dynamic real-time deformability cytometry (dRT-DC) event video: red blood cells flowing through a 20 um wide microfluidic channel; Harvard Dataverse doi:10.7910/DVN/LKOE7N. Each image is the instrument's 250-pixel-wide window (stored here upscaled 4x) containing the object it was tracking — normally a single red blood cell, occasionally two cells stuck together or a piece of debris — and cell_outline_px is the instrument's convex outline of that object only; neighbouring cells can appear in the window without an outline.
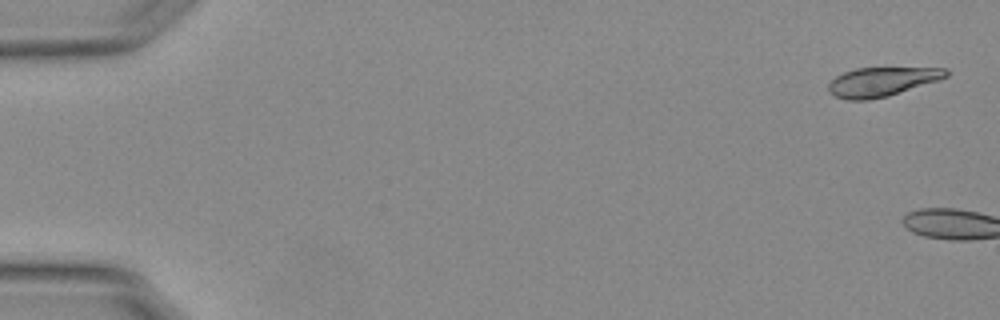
{"species": "Egyptian fruit bat (a non-hibernating species)", "species_latin": "Rousettus aegyptiacus", "temperature_condition": "warm", "stored_images_in_passage": 13, "camera_frame_rate_fps": 3000, "um_per_image_px": 0.085, "animal": {"sex": "female"}, "frame": {"image": 1, "passage_image": 1, "time_ms": 0.0, "image_size_px": [1000, 320], "cell_outline_px": [[948, 76], [940, 80], [888, 96], [868, 100], [848, 100], [836, 96], [828, 92], [828, 84], [836, 76], [844, 72], [856, 68], [948, 68]], "centroid_in_image_um": [74.96, 6.95], "position_along_channel_um": 10.0, "area_um2": 19.94}}